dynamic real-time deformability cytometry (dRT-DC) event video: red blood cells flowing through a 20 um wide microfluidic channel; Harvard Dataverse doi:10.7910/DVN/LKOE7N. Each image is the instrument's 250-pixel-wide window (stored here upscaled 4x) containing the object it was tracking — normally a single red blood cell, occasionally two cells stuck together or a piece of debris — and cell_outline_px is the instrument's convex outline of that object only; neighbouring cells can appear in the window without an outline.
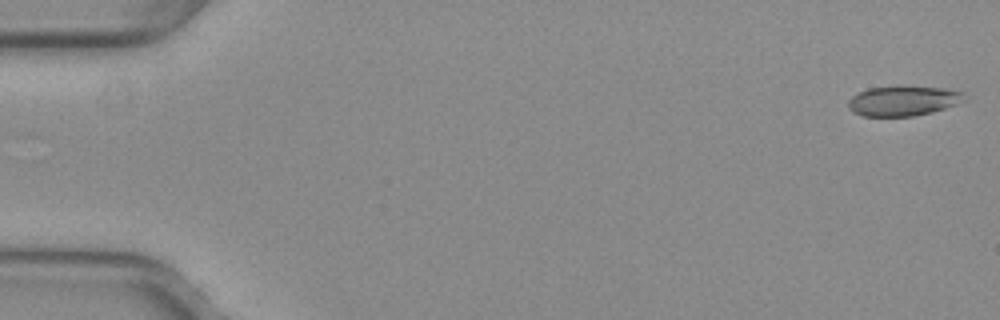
{"species": "common noctule bat (a hibernating species)", "species_latin": "Nyctalus noctula", "temperature_condition": "warm", "stored_images_in_passage": 52, "camera_frame_rate_fps": 3000, "um_per_image_px": 0.085, "animal": {"sex": "female", "body_mass_g": 29.2, "forearm_length_mm": 56.3}, "frame": {"image": 1, "passage_image": 1, "time_ms": 0.0, "image_size_px": [1000, 320], "cell_outline_px": [[968, 100], [932, 112], [912, 116], [860, 116], [852, 112], [848, 108], [848, 100], [852, 96], [868, 88], [900, 84], [944, 88], [964, 92]], "centroid_in_image_um": [76.78, 8.54], "position_along_channel_um": 8.2, "area_um2": 20.92}}
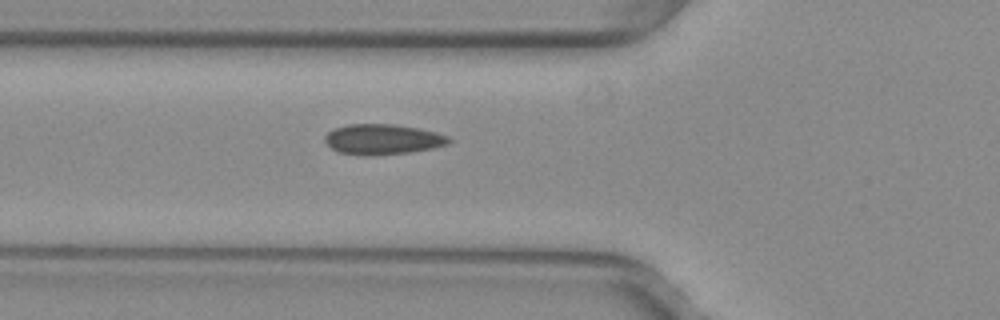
{"frame": {"image": 2, "passage_image": 19, "time_ms": 6.0, "image_size_px": [1000, 320], "cell_outline_px": [[452, 140], [448, 144], [432, 148], [408, 152], [368, 156], [364, 156], [340, 152], [332, 148], [324, 140], [324, 136], [328, 132], [336, 128], [348, 124], [396, 124], [420, 128], [436, 132], [448, 136]], "centroid_in_image_um": [32.54, 11.83], "position_along_channel_um": 93.3, "area_um2": 21.91}}
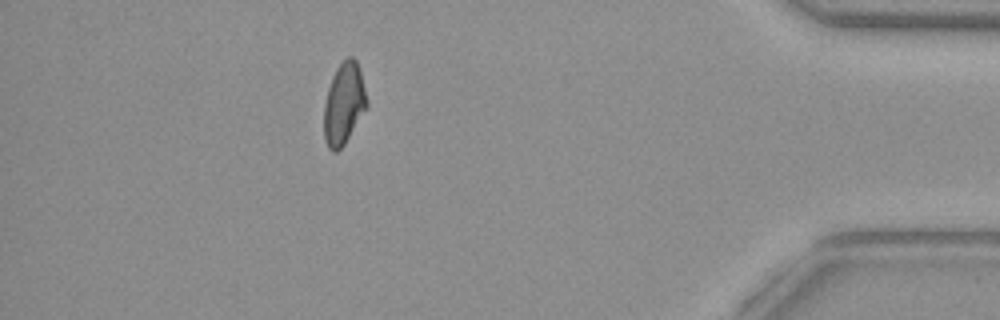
{"frame": {"image": 3, "passage_image": 46, "time_ms": 15.0, "image_size_px": [1000, 320], "cell_outline_px": [[368, 104], [344, 144], [336, 152], [332, 152], [328, 148], [324, 140], [324, 104], [328, 88], [332, 76], [336, 68], [348, 56], [352, 56], [356, 60], [360, 72]], "centroid_in_image_um": [29.2, 8.82], "position_along_channel_um": 406.0, "area_um2": 20.06}, "authors_computed_cell_mechanics": {"area_um2": 20.9236, "velocity_mm_per_s": 4.0244, "shape_relaxation_time_tau1_ms": null, "shape_relaxation_time_tau2_ms": 1.4936, "deformation_change_tau1": null, "deformation_change_tau2": 0.0706}}